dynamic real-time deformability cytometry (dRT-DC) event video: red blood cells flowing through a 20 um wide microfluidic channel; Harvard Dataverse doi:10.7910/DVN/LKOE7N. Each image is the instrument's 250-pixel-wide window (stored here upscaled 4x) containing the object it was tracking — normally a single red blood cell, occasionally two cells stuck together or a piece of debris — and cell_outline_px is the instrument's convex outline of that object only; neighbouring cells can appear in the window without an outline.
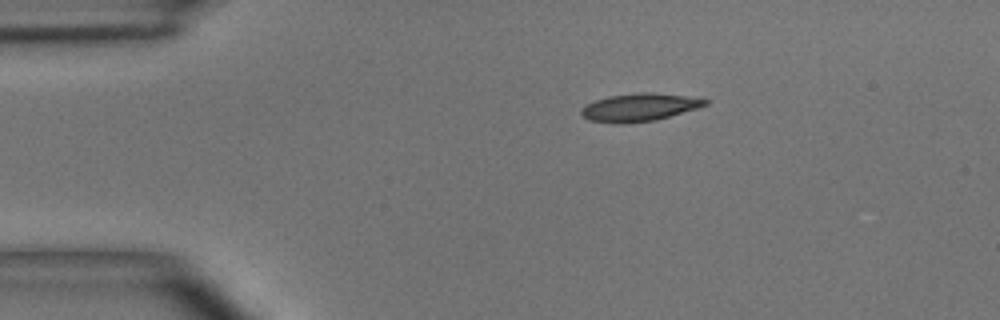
{"species": "common noctule bat (a hibernating species)", "species_latin": "Nyctalus noctula", "temperature_condition": "room temperature", "stored_images_in_passage": 3, "camera_frame_rate_fps": 3000, "um_per_image_px": 0.085, "animal": {"sex": "male", "body_mass_g": 15.6}, "frame": {"image": 1, "passage_image": 1, "time_ms": 0.0, "image_size_px": [1000, 320], "cell_outline_px": [[708, 104], [696, 108], [656, 120], [624, 124], [616, 124], [588, 120], [580, 116], [580, 108], [584, 104], [608, 96], [640, 92], [652, 92], [704, 96], [708, 100]], "centroid_in_image_um": [54.36, 9.11], "position_along_channel_um": 30.6, "area_um2": 20.75}}
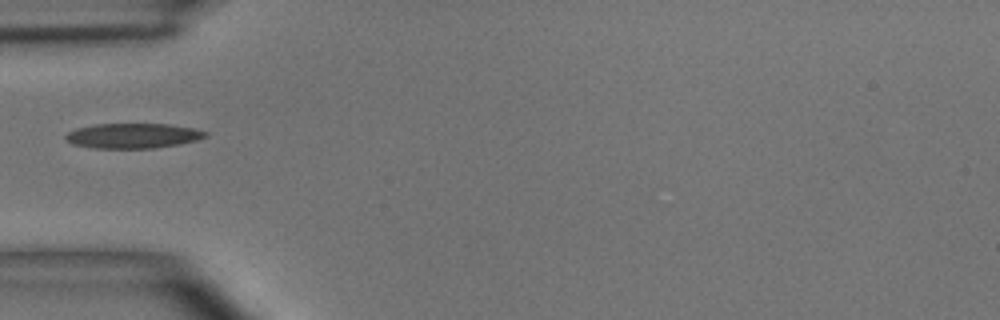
{"frame": {"image": 2, "passage_image": 3, "time_ms": 2.333, "image_size_px": [1000, 320], "cell_outline_px": [[208, 136], [196, 140], [180, 144], [152, 148], [92, 148], [72, 144], [64, 140], [64, 136], [68, 132], [76, 128], [96, 124], [168, 124], [192, 128], [208, 132]], "centroid_in_image_um": [11.26, 11.54], "position_along_channel_um": 73.7, "area_um2": 20.4}}